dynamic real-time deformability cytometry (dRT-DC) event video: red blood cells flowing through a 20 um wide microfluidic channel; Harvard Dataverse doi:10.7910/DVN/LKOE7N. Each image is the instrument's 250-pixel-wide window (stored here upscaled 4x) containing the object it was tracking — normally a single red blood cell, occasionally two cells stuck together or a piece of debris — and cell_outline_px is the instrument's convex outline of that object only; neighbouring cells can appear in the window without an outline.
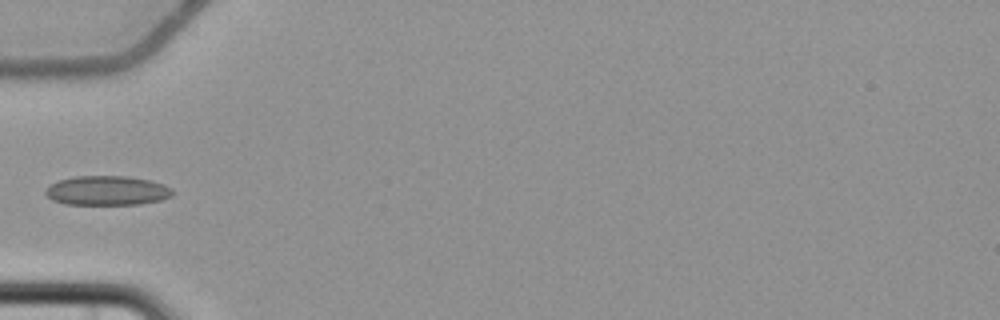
{"species": "common noctule bat (a hibernating species)", "species_latin": "Nyctalus noctula", "temperature_condition": "cold", "stored_images_in_passage": 6, "camera_frame_rate_fps": 3000, "um_per_image_px": 0.085, "animal": {"sex": "female", "body_mass_g": 22.7, "forearm_length_mm": 54.2}, "frame": {"image": 1, "passage_image": 6, "time_ms": 7.0, "image_size_px": [1000, 320], "cell_outline_px": [[172, 196], [160, 200], [140, 204], [64, 204], [52, 200], [44, 192], [52, 184], [60, 180], [76, 176], [124, 176], [148, 180], [164, 184], [172, 188]], "centroid_in_image_um": [9.12, 16.2], "position_along_channel_um": 75.9, "area_um2": 21.56}}